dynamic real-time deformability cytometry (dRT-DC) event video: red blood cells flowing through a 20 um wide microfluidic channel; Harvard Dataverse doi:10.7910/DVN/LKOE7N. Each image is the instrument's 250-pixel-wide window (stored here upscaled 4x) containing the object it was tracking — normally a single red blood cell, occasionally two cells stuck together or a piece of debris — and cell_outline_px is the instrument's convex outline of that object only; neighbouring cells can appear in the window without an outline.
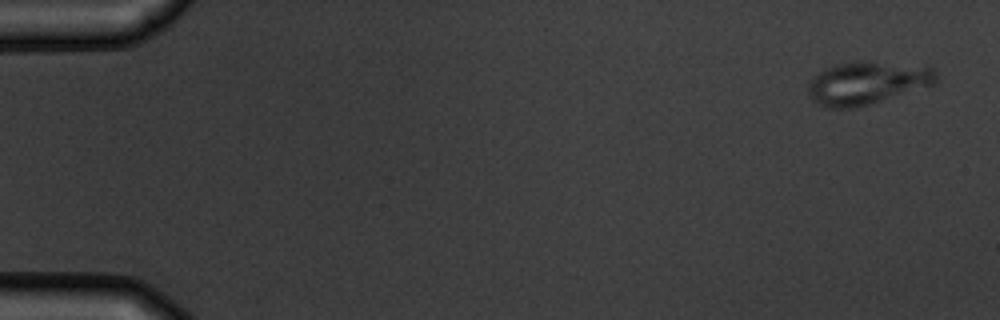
{"species": "common noctule bat (a hibernating species)", "species_latin": "Nyctalus noctula", "temperature_condition": "warm", "stored_images_in_passage": 5, "camera_frame_rate_fps": 3000, "um_per_image_px": 0.085, "animal": {"sex": "male", "body_mass_g": 19.5, "forearm_length_mm": 54.6}, "frame": {"image": 1, "passage_image": 1, "time_ms": 0.0, "image_size_px": [1000, 320], "cell_outline_px": [[936, 84], [868, 104], [852, 108], [828, 108], [812, 100], [808, 96], [808, 80], [820, 72], [828, 68], [840, 64], [864, 60], [872, 60], [932, 68], [936, 72]], "centroid_in_image_um": [73.67, 7.05], "position_along_channel_um": 11.3, "area_um2": 31.67}}